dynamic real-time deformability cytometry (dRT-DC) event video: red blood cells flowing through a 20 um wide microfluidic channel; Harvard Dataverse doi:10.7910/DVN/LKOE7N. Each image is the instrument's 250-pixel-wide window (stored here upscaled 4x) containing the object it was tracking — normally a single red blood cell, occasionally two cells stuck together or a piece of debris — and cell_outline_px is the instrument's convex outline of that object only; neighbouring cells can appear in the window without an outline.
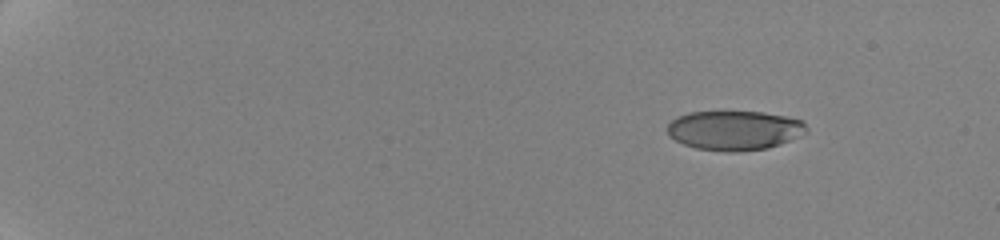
{"species": "human", "species_latin": "Homo sapiens", "temperature_condition": "cold", "stored_images_in_passage": 30, "camera_frame_rate_fps": 3000, "um_per_image_px": 0.085, "donor": {"sex": "female"}, "frame": {"image": 1, "passage_image": 1, "time_ms": 0.0, "image_size_px": [1000, 240], "cell_outline_px": [[808, 132], [780, 144], [768, 148], [732, 152], [696, 148], [684, 144], [668, 136], [668, 124], [672, 120], [688, 112], [764, 112], [784, 116], [800, 120], [808, 128]], "centroid_in_image_um": [62.43, 11.08], "position_along_channel_um": 22.6, "area_um2": 31.73}}
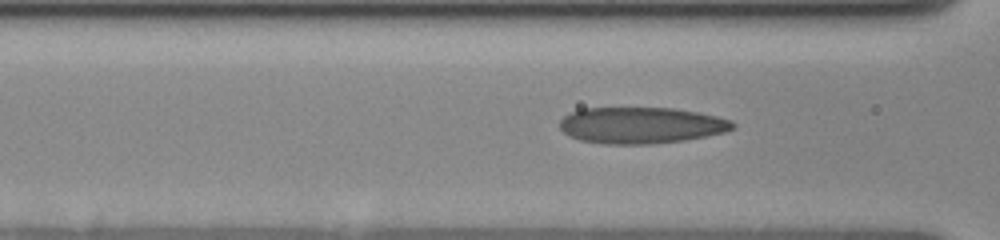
{"frame": {"image": 2, "passage_image": 22, "time_ms": 6.667, "image_size_px": [1000, 240], "cell_outline_px": [[736, 128], [724, 132], [684, 140], [652, 144], [604, 144], [580, 140], [568, 136], [560, 128], [560, 120], [564, 116], [580, 108], [672, 108], [696, 112], [716, 116], [732, 120], [736, 124]], "centroid_in_image_um": [54.48, 10.65], "position_along_channel_um": 112.1, "area_um2": 36.7}}
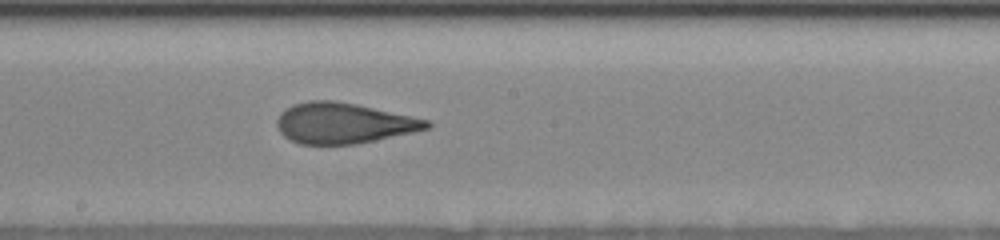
{"frame": {"image": 3, "passage_image": 30, "time_ms": 9.667, "image_size_px": [1000, 240], "cell_outline_px": [[432, 124], [428, 128], [412, 132], [376, 140], [356, 144], [300, 144], [288, 140], [280, 132], [276, 124], [276, 120], [280, 112], [292, 104], [308, 100], [332, 100], [356, 104], [432, 120]], "centroid_in_image_um": [29.18, 10.46], "position_along_channel_um": 219.0, "area_um2": 35.66}}